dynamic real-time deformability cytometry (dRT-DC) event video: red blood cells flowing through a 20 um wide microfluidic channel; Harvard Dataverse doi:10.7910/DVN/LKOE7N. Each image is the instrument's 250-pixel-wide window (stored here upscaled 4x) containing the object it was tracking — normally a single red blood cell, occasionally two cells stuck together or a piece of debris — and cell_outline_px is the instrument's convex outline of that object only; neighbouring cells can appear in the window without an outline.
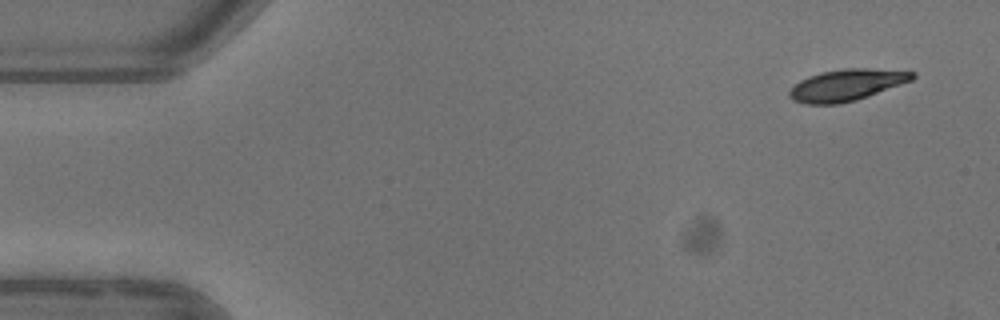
{"species": "common noctule bat (a hibernating species)", "species_latin": "Nyctalus noctula", "temperature_condition": "warm", "stored_images_in_passage": 6, "camera_frame_rate_fps": 3000, "um_per_image_px": 0.085, "animal": {"sex": "female"}, "frame": {"image": 1, "passage_image": 1, "time_ms": 0.0, "image_size_px": [1000, 320], "cell_outline_px": [[916, 76], [912, 80], [868, 96], [856, 100], [840, 104], [804, 104], [792, 100], [788, 96], [788, 92], [800, 80], [808, 76], [820, 72], [844, 68], [868, 68], [916, 72]], "centroid_in_image_um": [71.94, 7.23], "position_along_channel_um": 13.1, "area_um2": 22.66}}
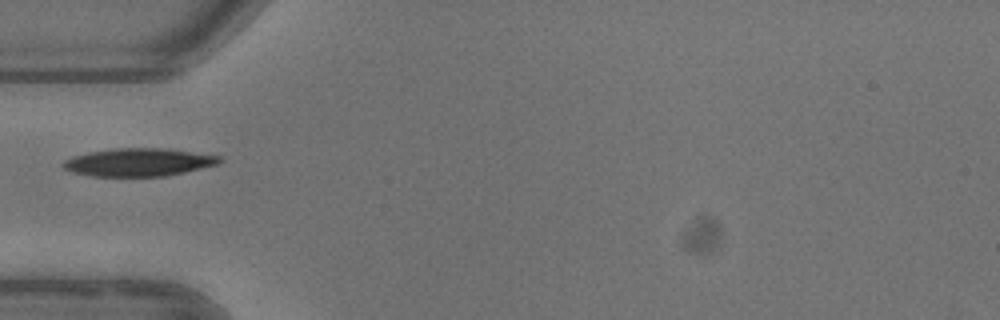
{"frame": {"image": 2, "passage_image": 5, "time_ms": 4.667, "image_size_px": [1000, 320], "cell_outline_px": [[224, 160], [220, 164], [184, 172], [164, 176], [92, 176], [72, 172], [64, 168], [64, 160], [72, 156], [88, 152], [112, 148], [168, 148], [220, 156]], "centroid_in_image_um": [11.81, 13.78], "position_along_channel_um": 73.2, "area_um2": 25.55}}
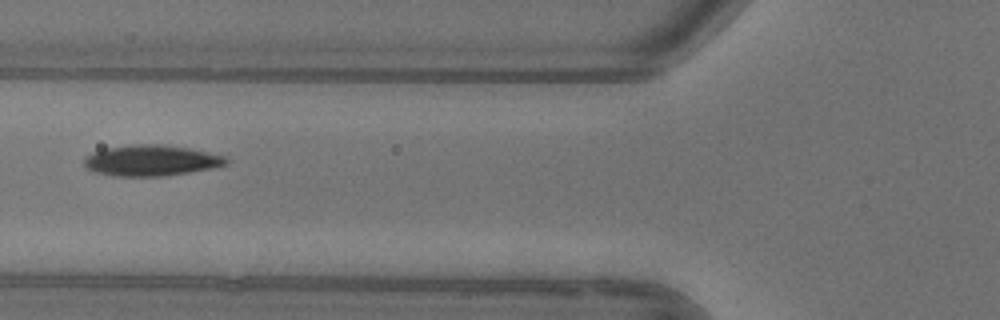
{"frame": {"image": 3, "passage_image": 6, "time_ms": 5.667, "image_size_px": [1000, 320], "cell_outline_px": [[228, 164], [212, 168], [188, 172], [160, 176], [116, 176], [96, 172], [88, 168], [84, 164], [84, 156], [92, 152], [104, 148], [132, 144], [160, 144], [188, 148], [228, 156]], "centroid_in_image_um": [12.85, 13.63], "position_along_channel_um": 112.9, "area_um2": 25.55}}